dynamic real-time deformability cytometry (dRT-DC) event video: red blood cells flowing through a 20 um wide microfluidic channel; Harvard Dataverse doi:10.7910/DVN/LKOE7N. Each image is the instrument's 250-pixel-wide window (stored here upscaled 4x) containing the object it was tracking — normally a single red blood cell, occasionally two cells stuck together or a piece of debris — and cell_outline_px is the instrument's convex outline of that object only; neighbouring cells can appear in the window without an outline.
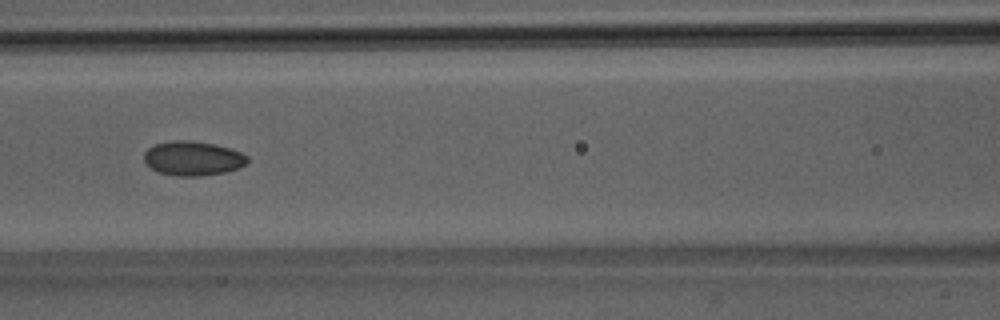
{"species": "Egyptian fruit bat (a non-hibernating species)", "species_latin": "Rousettus aegyptiacus", "temperature_condition": "room temperature", "stored_images_in_passage": 7, "camera_frame_rate_fps": 3000, "um_per_image_px": 0.085, "animal": {"sex": "male"}, "frame": {"image": 1, "passage_image": 7, "time_ms": 6.667, "image_size_px": [1000, 320], "cell_outline_px": [[248, 160], [244, 164], [236, 168], [224, 172], [200, 176], [176, 176], [160, 172], [152, 168], [144, 160], [144, 152], [148, 148], [156, 144], [172, 140], [192, 140], [216, 144], [240, 152], [248, 156]], "centroid_in_image_um": [16.38, 13.45], "position_along_channel_um": 150.2, "area_um2": 20.52}}